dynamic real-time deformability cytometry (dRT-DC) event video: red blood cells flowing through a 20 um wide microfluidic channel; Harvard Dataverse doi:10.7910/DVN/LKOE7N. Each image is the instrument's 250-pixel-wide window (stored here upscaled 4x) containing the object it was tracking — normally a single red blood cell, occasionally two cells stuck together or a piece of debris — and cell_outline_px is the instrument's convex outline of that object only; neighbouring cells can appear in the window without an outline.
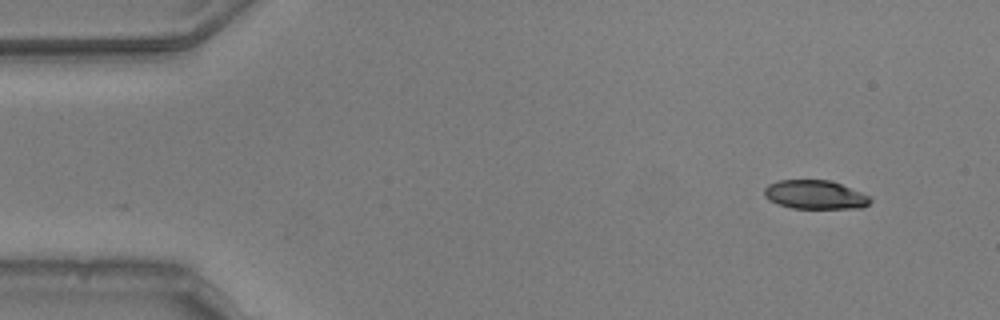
{"species": "common noctule bat (a hibernating species)", "species_latin": "Nyctalus noctula", "temperature_condition": "warm", "stored_images_in_passage": 50, "camera_frame_rate_fps": 3000, "um_per_image_px": 0.085, "animal": {"sex": "male", "body_mass_g": 20.5, "forearm_length_mm": 52.5}, "frame": {"image": 1, "passage_image": 1, "time_ms": 0.0, "image_size_px": [1000, 320], "cell_outline_px": [[872, 200], [864, 208], [792, 208], [768, 200], [764, 196], [764, 188], [768, 184], [776, 180], [828, 180], [840, 184], [860, 192], [868, 196]], "centroid_in_image_um": [69.24, 16.55], "position_along_channel_um": 15.8, "area_um2": 17.69}}
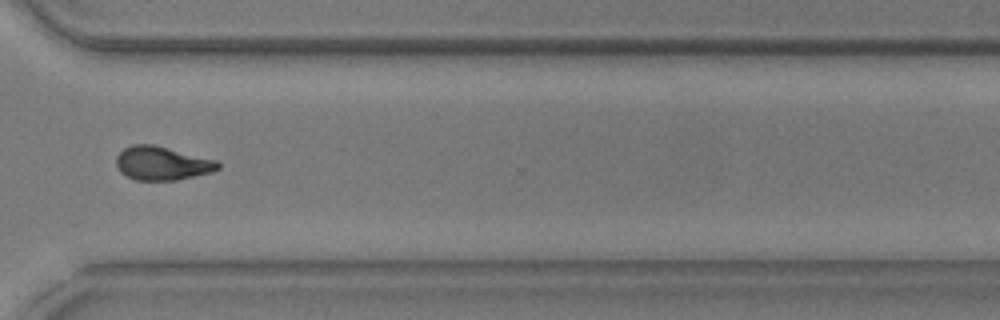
{"frame": {"image": 2, "passage_image": 36, "time_ms": 11.667, "image_size_px": [1000, 320], "cell_outline_px": [[220, 168], [212, 172], [176, 180], [136, 180], [120, 172], [116, 164], [116, 156], [124, 148], [132, 144], [152, 144], [216, 160], [220, 164]], "centroid_in_image_um": [13.76, 13.88], "position_along_channel_um": 356.8, "area_um2": 19.83}}
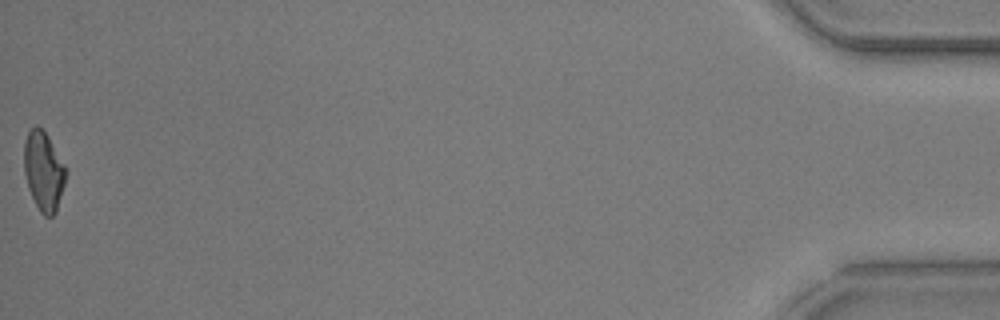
{"frame": {"image": 3, "passage_image": 50, "time_ms": 16.333, "image_size_px": [1000, 320], "cell_outline_px": [[68, 172], [56, 212], [52, 216], [44, 216], [40, 212], [28, 188], [24, 172], [24, 140], [28, 132], [36, 124], [48, 136], [64, 164]], "centroid_in_image_um": [3.71, 14.55], "position_along_channel_um": 431.5, "area_um2": 19.25}, "authors_computed_cell_mechanics": {"area_um2": 19.7965, "velocity_mm_per_s": 3.7823, "shape_relaxation_time_tau1_ms": 2.528, "shape_relaxation_time_tau2_ms": 2.7713, "deformation_change_tau1": 0.1422, "deformation_change_tau2": 0.0966}}